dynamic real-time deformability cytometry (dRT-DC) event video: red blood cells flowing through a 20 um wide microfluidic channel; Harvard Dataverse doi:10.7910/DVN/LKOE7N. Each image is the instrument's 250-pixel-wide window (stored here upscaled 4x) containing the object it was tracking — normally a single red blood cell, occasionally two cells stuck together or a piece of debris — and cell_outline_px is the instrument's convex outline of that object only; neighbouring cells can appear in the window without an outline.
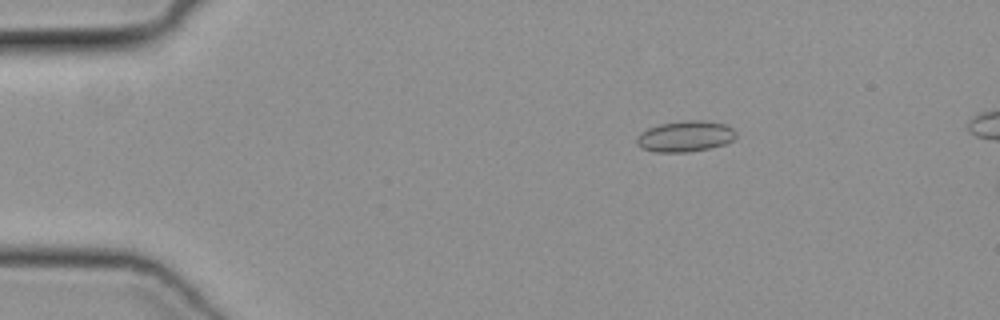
{"species": "common noctule bat (a hibernating species)", "species_latin": "Nyctalus noctula", "temperature_condition": "cold", "stored_images_in_passage": 15, "camera_frame_rate_fps": 3000, "um_per_image_px": 0.085, "animal": {"sex": "female", "body_mass_g": 19.3, "forearm_length_mm": 54.1}, "frame": {"image": 1, "passage_image": 9, "time_ms": 2.667, "image_size_px": [1000, 320], "cell_outline_px": [[736, 136], [732, 140], [724, 144], [708, 148], [688, 152], [656, 152], [640, 148], [636, 144], [636, 136], [640, 132], [648, 128], [660, 124], [684, 120], [700, 120], [724, 124], [732, 128], [736, 132]], "centroid_in_image_um": [58.2, 11.59], "position_along_channel_um": 26.8, "area_um2": 17.92}}